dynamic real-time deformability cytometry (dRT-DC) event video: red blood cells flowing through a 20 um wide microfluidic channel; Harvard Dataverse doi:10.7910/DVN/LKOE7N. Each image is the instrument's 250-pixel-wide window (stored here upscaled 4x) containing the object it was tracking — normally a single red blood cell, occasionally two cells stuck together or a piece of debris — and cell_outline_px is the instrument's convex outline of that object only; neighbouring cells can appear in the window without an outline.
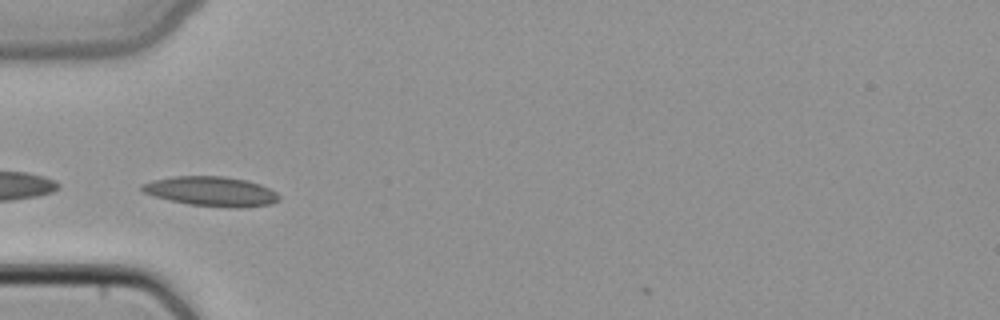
{"species": "common noctule bat (a hibernating species)", "species_latin": "Nyctalus noctula", "temperature_condition": "cold", "stored_images_in_passage": 6, "camera_frame_rate_fps": 3000, "um_per_image_px": 0.085, "animal": {"sex": "female", "body_mass_g": 22.7, "forearm_length_mm": 54.2}, "frame": {"image": 1, "passage_image": 1, "time_ms": 0.0, "image_size_px": [1000, 320], "cell_outline_px": [[280, 200], [272, 204], [240, 208], [232, 208], [188, 204], [168, 200], [144, 192], [140, 188], [140, 184], [152, 180], [172, 176], [224, 176], [248, 180], [260, 184], [276, 192], [280, 196]], "centroid_in_image_um": [17.97, 16.26], "position_along_channel_um": 67.0, "area_um2": 23.87}}
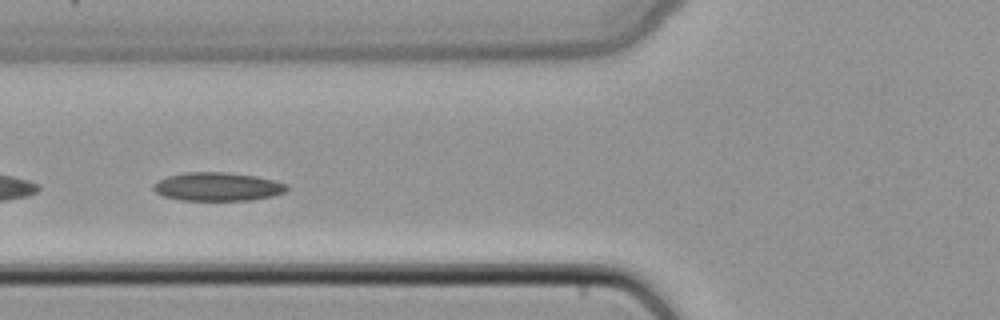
{"frame": {"image": 2, "passage_image": 4, "time_ms": 1.0, "image_size_px": [1000, 320], "cell_outline_px": [[288, 188], [284, 192], [272, 196], [252, 200], [184, 200], [164, 196], [156, 192], [152, 188], [152, 184], [168, 176], [184, 172], [228, 172], [256, 176], [276, 180], [288, 184]], "centroid_in_image_um": [18.52, 15.86], "position_along_channel_um": 107.3, "area_um2": 22.2}}